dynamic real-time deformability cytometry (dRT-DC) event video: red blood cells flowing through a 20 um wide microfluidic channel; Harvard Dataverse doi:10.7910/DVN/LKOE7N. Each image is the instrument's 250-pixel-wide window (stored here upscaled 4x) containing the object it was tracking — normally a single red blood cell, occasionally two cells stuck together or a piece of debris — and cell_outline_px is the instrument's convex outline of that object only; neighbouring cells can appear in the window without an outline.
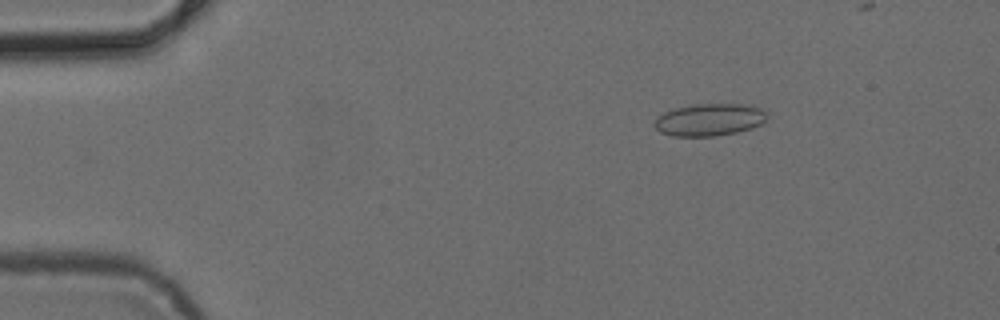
{"species": "common noctule bat (a hibernating species)", "species_latin": "Nyctalus noctula", "temperature_condition": "cold", "stored_images_in_passage": 44, "camera_frame_rate_fps": 3000, "um_per_image_px": 0.085, "animal": {"sex": "female", "body_mass_g": 24.6, "forearm_length_mm": 56.2}, "frame": {"image": 1, "passage_image": 4, "time_ms": 1.0, "image_size_px": [1000, 320], "cell_outline_px": [[768, 116], [764, 124], [752, 128], [736, 132], [716, 136], [672, 136], [660, 132], [652, 124], [656, 116], [664, 112], [676, 108], [696, 104], [744, 104], [760, 108], [768, 112]], "centroid_in_image_um": [60.31, 10.18], "position_along_channel_um": 24.7, "area_um2": 21.44}}
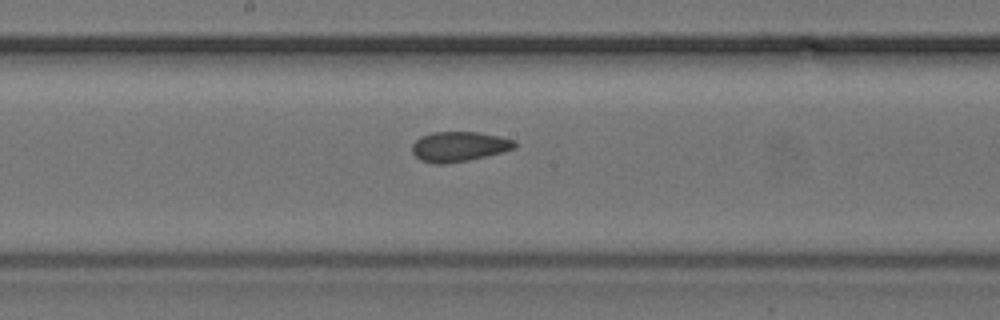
{"frame": {"image": 2, "passage_image": 24, "time_ms": 7.667, "image_size_px": [1000, 320], "cell_outline_px": [[516, 148], [468, 160], [444, 164], [432, 164], [420, 160], [412, 152], [412, 144], [420, 136], [432, 132], [476, 132], [516, 140]], "centroid_in_image_um": [38.97, 12.46], "position_along_channel_um": 209.2, "area_um2": 17.8}}
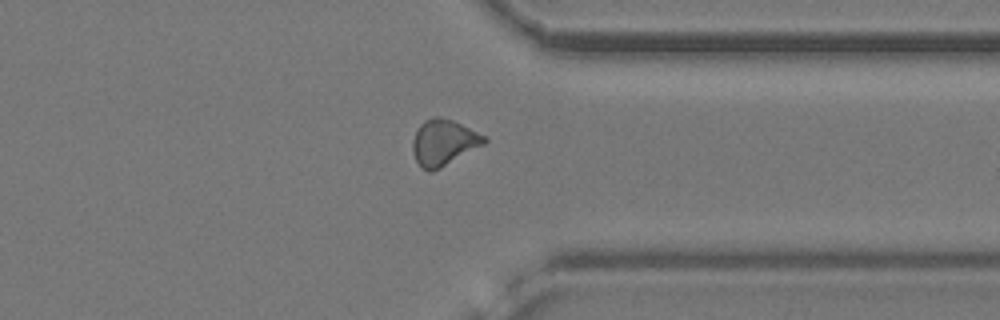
{"frame": {"image": 3, "passage_image": 37, "time_ms": 12.0, "image_size_px": [1000, 320], "cell_outline_px": [[488, 140], [484, 144], [440, 168], [432, 172], [428, 172], [420, 168], [412, 152], [412, 140], [416, 128], [424, 120], [432, 116], [440, 116], [452, 120], [488, 136]], "centroid_in_image_um": [37.68, 12.1], "position_along_channel_um": 373.7, "area_um2": 19.48}}